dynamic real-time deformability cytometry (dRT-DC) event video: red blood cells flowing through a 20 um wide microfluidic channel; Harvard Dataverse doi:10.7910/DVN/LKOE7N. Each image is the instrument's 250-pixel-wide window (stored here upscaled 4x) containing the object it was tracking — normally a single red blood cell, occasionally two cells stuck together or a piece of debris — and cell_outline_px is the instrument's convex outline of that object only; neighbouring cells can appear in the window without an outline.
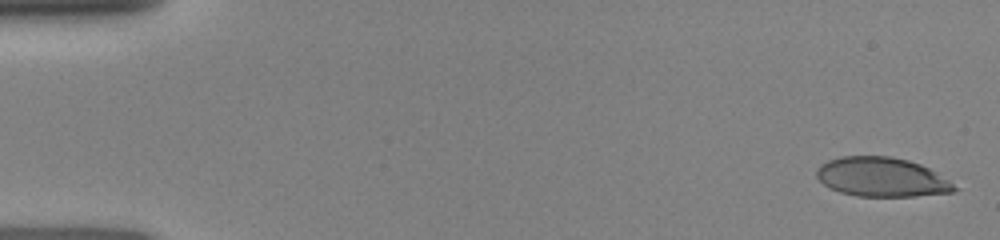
{"species": "human", "species_latin": "Homo sapiens", "temperature_condition": "room temperature", "stored_images_in_passage": 14, "camera_frame_rate_fps": 3000, "um_per_image_px": 0.085, "donor": {"sex": "female"}, "frame": {"image": 1, "passage_image": 1, "time_ms": 0.0, "image_size_px": [1000, 240], "cell_outline_px": [[960, 188], [952, 192], [916, 196], [856, 196], [840, 192], [828, 188], [816, 176], [816, 168], [820, 164], [828, 160], [844, 156], [892, 156], [908, 160], [920, 164], [928, 168], [948, 180]], "centroid_in_image_um": [74.92, 15.05], "position_along_channel_um": 10.1, "area_um2": 31.56}}
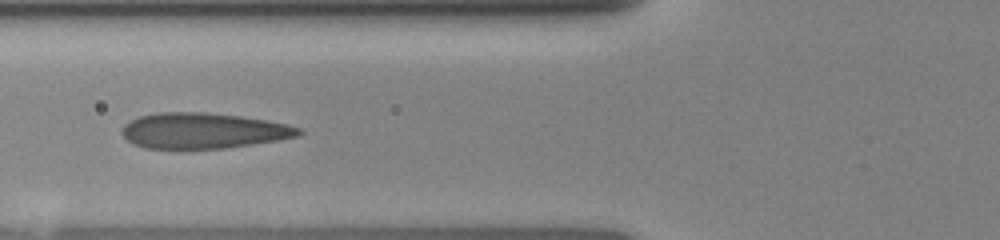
{"frame": {"image": 2, "passage_image": 12, "time_ms": 5.667, "image_size_px": [1000, 240], "cell_outline_px": [[304, 132], [300, 136], [280, 140], [224, 148], [144, 148], [132, 144], [120, 132], [124, 124], [140, 116], [160, 112], [204, 112], [240, 116], [268, 120], [288, 124], [300, 128]], "centroid_in_image_um": [17.3, 11.11], "position_along_channel_um": 108.5, "area_um2": 36.76}}
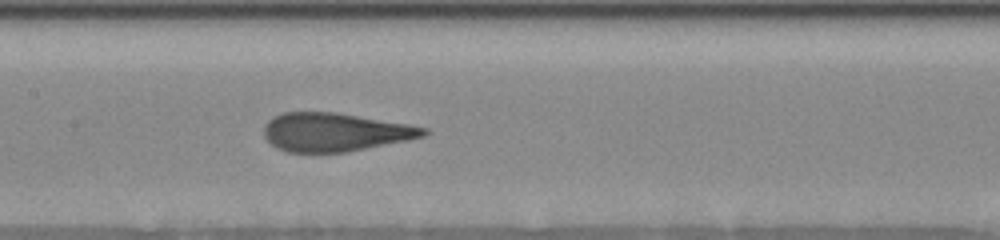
{"frame": {"image": 3, "passage_image": 14, "time_ms": 7.333, "image_size_px": [1000, 240], "cell_outline_px": [[428, 132], [424, 136], [408, 140], [348, 152], [288, 152], [276, 148], [264, 136], [264, 128], [268, 120], [284, 112], [336, 112], [408, 124], [428, 128]], "centroid_in_image_um": [28.48, 11.23], "position_along_channel_um": 178.9, "area_um2": 35.66}}